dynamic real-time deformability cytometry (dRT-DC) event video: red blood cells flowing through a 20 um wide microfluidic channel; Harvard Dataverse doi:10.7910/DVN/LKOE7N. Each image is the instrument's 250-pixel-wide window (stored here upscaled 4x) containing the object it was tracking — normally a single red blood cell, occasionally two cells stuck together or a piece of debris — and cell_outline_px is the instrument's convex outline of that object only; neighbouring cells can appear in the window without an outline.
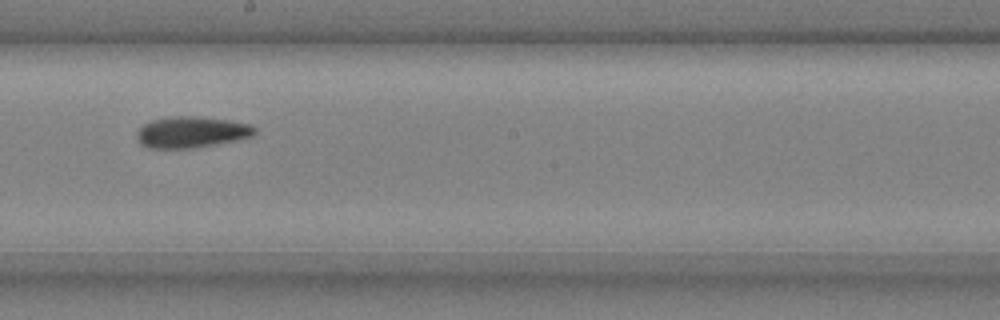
{"species": "common noctule bat (a hibernating species)", "species_latin": "Nyctalus noctula", "temperature_condition": "cold", "stored_images_in_passage": 7, "camera_frame_rate_fps": 3000, "um_per_image_px": 0.085, "animal": {"sex": "male", "body_mass_g": 20.4}, "frame": {"image": 1, "passage_image": 5, "time_ms": 1.333, "image_size_px": [1000, 320], "cell_outline_px": [[256, 132], [252, 136], [216, 144], [192, 148], [148, 148], [140, 144], [136, 140], [136, 132], [144, 124], [152, 120], [172, 116], [192, 116], [228, 120], [248, 124], [256, 128]], "centroid_in_image_um": [16.22, 11.23], "position_along_channel_um": 232.0, "area_um2": 21.33}}
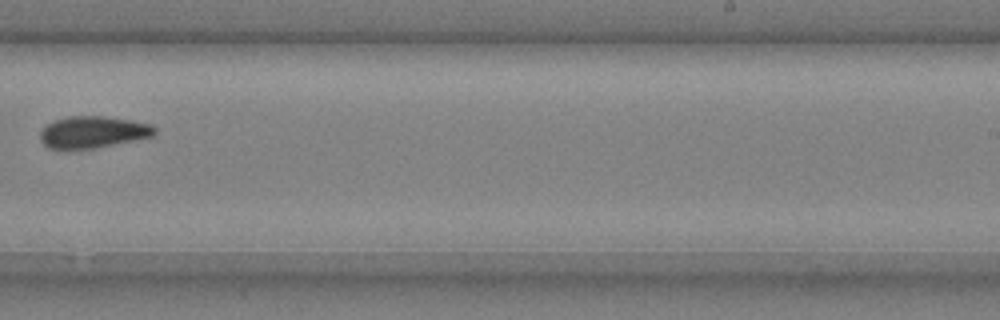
{"frame": {"image": 2, "passage_image": 6, "time_ms": 1.667, "image_size_px": [1000, 320], "cell_outline_px": [[156, 132], [152, 136], [92, 148], [48, 148], [40, 140], [40, 132], [48, 124], [56, 120], [68, 116], [104, 116], [152, 124], [156, 128]], "centroid_in_image_um": [7.89, 11.21], "position_along_channel_um": 281.1, "area_um2": 20.69}}
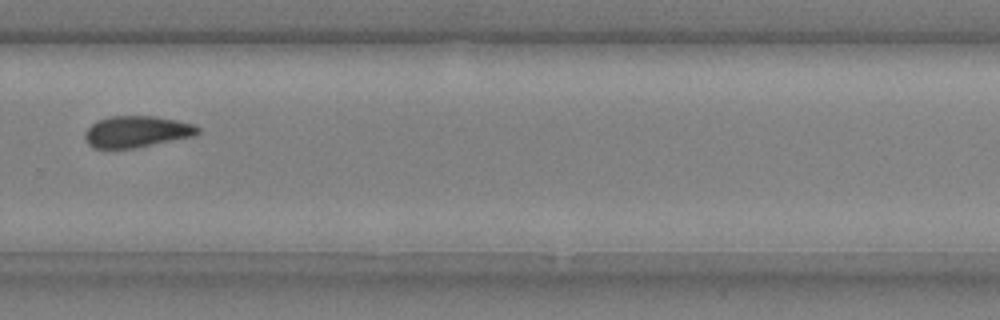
{"frame": {"image": 3, "passage_image": 7, "time_ms": 2.0, "image_size_px": [1000, 320], "cell_outline_px": [[200, 132], [192, 136], [132, 148], [92, 148], [84, 140], [84, 132], [96, 120], [112, 116], [156, 116], [196, 124], [200, 128]], "centroid_in_image_um": [11.59, 11.18], "position_along_channel_um": 318.2, "area_um2": 20.63}}